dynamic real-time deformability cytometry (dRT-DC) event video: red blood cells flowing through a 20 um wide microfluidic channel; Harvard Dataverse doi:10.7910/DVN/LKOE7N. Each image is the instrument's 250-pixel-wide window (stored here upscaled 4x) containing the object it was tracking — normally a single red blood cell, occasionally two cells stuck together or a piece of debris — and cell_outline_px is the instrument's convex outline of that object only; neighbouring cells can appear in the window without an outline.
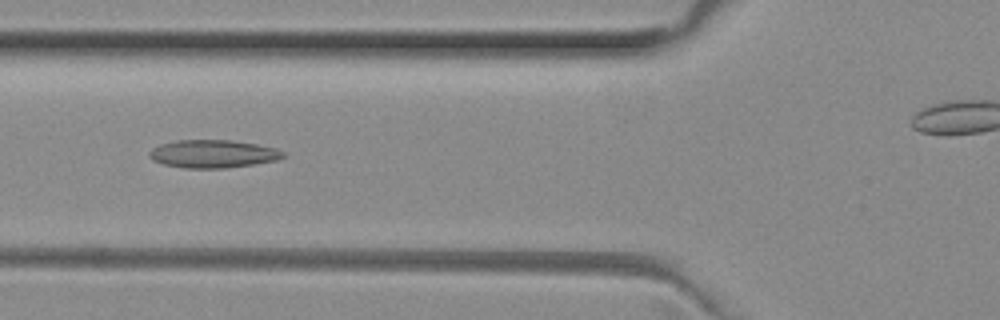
{"species": "common noctule bat (a hibernating species)", "species_latin": "Nyctalus noctula", "temperature_condition": "room temperature", "stored_images_in_passage": 31, "camera_frame_rate_fps": 3000, "um_per_image_px": 0.085, "animal": {"sex": "female", "body_mass_g": 29.2, "forearm_length_mm": 56.3}, "frame": {"image": 1, "passage_image": 6, "time_ms": 1.667, "image_size_px": [1000, 320], "cell_outline_px": [[284, 156], [276, 160], [252, 164], [224, 168], [184, 168], [164, 164], [152, 160], [148, 156], [148, 152], [152, 148], [160, 144], [176, 140], [232, 140], [256, 144], [276, 148], [284, 152]], "centroid_in_image_um": [18.06, 13.07], "position_along_channel_um": 107.7, "area_um2": 21.73}}
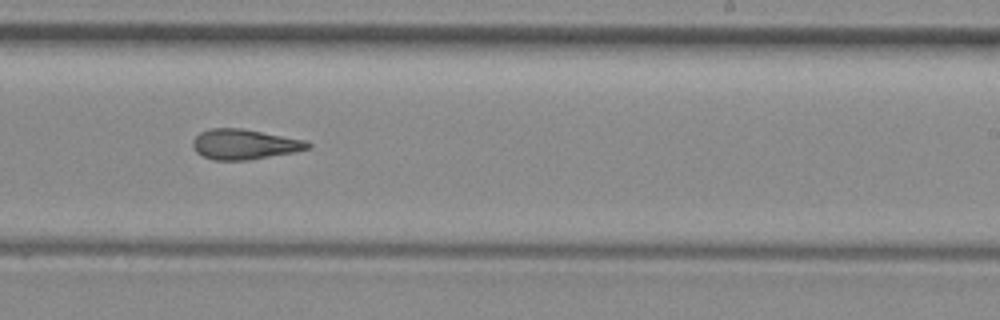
{"frame": {"image": 2, "passage_image": 18, "time_ms": 5.667, "image_size_px": [1000, 320], "cell_outline_px": [[312, 144], [308, 148], [292, 152], [248, 160], [212, 160], [196, 152], [192, 144], [192, 140], [200, 132], [208, 128], [240, 128], [308, 140]], "centroid_in_image_um": [20.75, 12.25], "position_along_channel_um": 268.2, "area_um2": 20.17}}
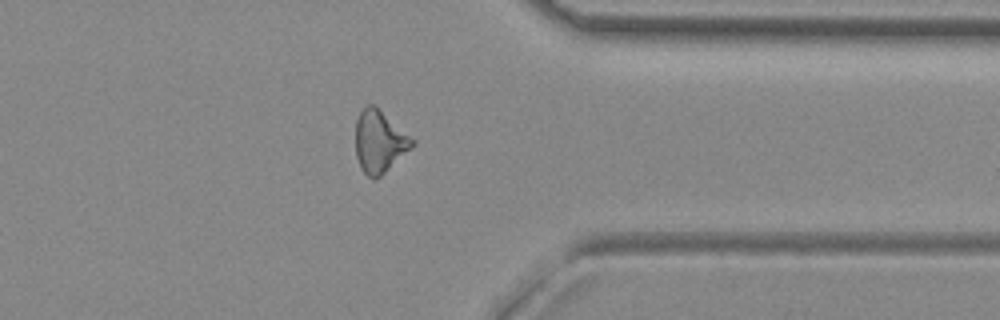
{"frame": {"image": 3, "passage_image": 27, "time_ms": 8.667, "image_size_px": [1000, 320], "cell_outline_px": [[416, 144], [412, 148], [380, 176], [372, 180], [360, 168], [356, 156], [356, 120], [360, 112], [368, 104], [372, 104], [416, 140]], "centroid_in_image_um": [32.26, 12.06], "position_along_channel_um": 379.1, "area_um2": 20.35}}